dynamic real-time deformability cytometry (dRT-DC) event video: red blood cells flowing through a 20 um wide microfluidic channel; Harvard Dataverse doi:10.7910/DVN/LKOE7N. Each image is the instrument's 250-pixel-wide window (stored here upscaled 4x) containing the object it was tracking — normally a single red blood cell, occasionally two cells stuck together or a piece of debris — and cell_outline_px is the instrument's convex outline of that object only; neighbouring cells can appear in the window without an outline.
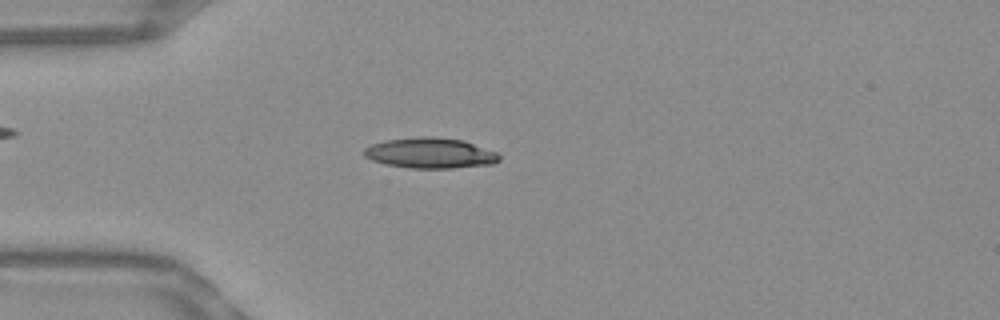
{"species": "Egyptian fruit bat (a non-hibernating species)", "species_latin": "Rousettus aegyptiacus", "temperature_condition": "warm", "stored_images_in_passage": 52, "camera_frame_rate_fps": 3000, "um_per_image_px": 0.085, "frame": {"image": 1, "passage_image": 14, "time_ms": 4.333, "image_size_px": [1000, 320], "cell_outline_px": [[500, 160], [492, 164], [452, 168], [408, 168], [388, 164], [372, 160], [364, 156], [364, 148], [372, 144], [384, 140], [416, 136], [432, 136], [464, 140], [496, 152], [500, 156]], "centroid_in_image_um": [36.56, 13.0], "position_along_channel_um": 48.4, "area_um2": 24.1}}
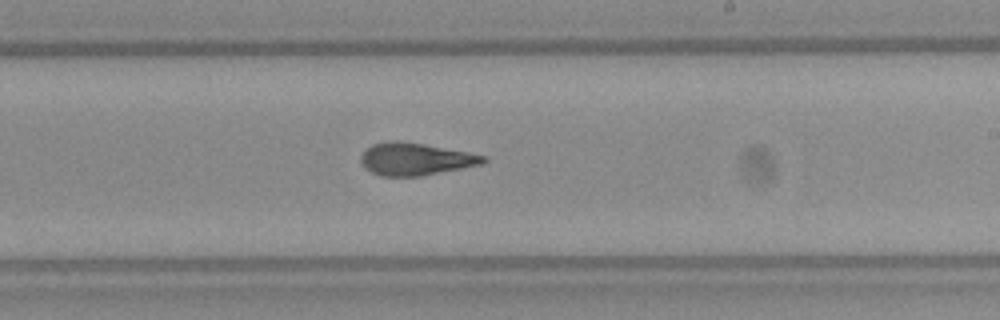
{"frame": {"image": 2, "passage_image": 31, "time_ms": 10.0, "image_size_px": [1000, 320], "cell_outline_px": [[488, 160], [484, 164], [420, 176], [380, 176], [364, 168], [360, 160], [360, 156], [372, 144], [388, 140], [392, 140], [424, 144], [468, 152], [484, 156]], "centroid_in_image_um": [35.3, 13.52], "position_along_channel_um": 253.7, "area_um2": 23.06}}
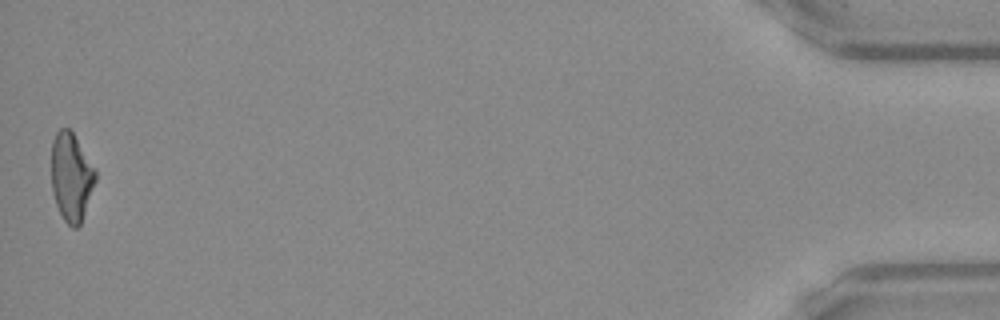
{"frame": {"image": 3, "passage_image": 52, "time_ms": 17.0, "image_size_px": [1000, 320], "cell_outline_px": [[96, 180], [80, 224], [76, 228], [72, 228], [64, 220], [56, 204], [52, 192], [52, 140], [56, 132], [60, 128], [68, 128], [72, 132], [96, 168]], "centroid_in_image_um": [6.06, 15.02], "position_along_channel_um": 429.1, "area_um2": 22.54}, "authors_computed_cell_mechanics": {"area_um2": 23.0622, "velocity_mm_per_s": 3.8557, "shape_relaxation_time_tau1_ms": 8.9835, "shape_relaxation_time_tau2_ms": 2.6699, "deformation_change_tau1": 0.2489, "deformation_change_tau2": 0.1207}}